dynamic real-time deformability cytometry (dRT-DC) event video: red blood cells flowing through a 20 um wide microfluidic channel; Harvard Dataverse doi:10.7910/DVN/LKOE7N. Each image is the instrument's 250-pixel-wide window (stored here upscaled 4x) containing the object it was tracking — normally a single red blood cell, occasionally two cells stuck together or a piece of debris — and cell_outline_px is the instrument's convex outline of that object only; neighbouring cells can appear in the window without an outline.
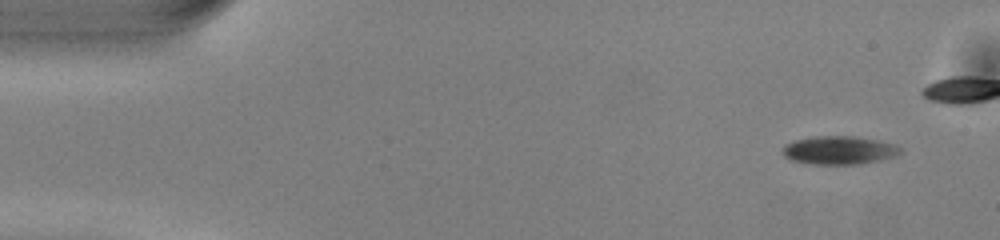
{"species": "common noctule bat (a hibernating species)", "species_latin": "Nyctalus noctula", "temperature_condition": "warm", "stored_images_in_passage": 9, "camera_frame_rate_fps": 3000, "um_per_image_px": 0.085, "animal": {"sex": "male", "body_mass_g": 13.0, "forearm_length_mm": 53.1}, "frame": {"image": 1, "passage_image": 1, "time_ms": 0.0, "image_size_px": [1000, 240], "cell_outline_px": [[900, 152], [896, 156], [880, 160], [860, 164], [812, 164], [792, 160], [784, 156], [780, 152], [784, 144], [796, 140], [816, 136], [856, 136], [880, 140], [896, 144], [900, 148]], "centroid_in_image_um": [71.32, 12.76], "position_along_channel_um": 13.7, "area_um2": 19.59}}